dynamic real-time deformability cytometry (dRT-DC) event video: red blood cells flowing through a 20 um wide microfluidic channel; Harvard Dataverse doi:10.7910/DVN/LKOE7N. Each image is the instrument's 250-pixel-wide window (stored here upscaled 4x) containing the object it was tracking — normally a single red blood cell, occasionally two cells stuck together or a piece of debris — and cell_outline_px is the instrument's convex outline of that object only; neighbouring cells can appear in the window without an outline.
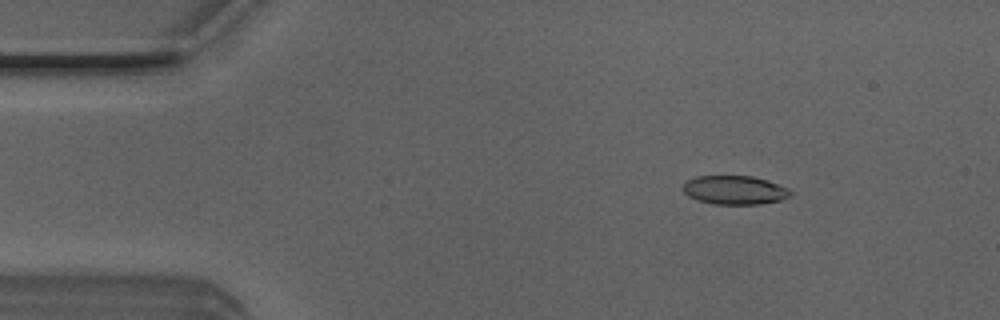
{"species": "Egyptian fruit bat (a non-hibernating species)", "species_latin": "Rousettus aegyptiacus", "temperature_condition": "room temperature", "stored_images_in_passage": 12, "camera_frame_rate_fps": 3000, "um_per_image_px": 0.085, "animal": {"sex": "male"}, "frame": {"image": 1, "passage_image": 1, "time_ms": 0.0, "image_size_px": [1000, 320], "cell_outline_px": [[792, 192], [788, 196], [780, 200], [760, 204], [712, 204], [688, 196], [680, 188], [688, 180], [696, 176], [752, 176], [768, 180], [788, 188]], "centroid_in_image_um": [62.43, 16.15], "position_along_channel_um": 22.6, "area_um2": 17.98}}
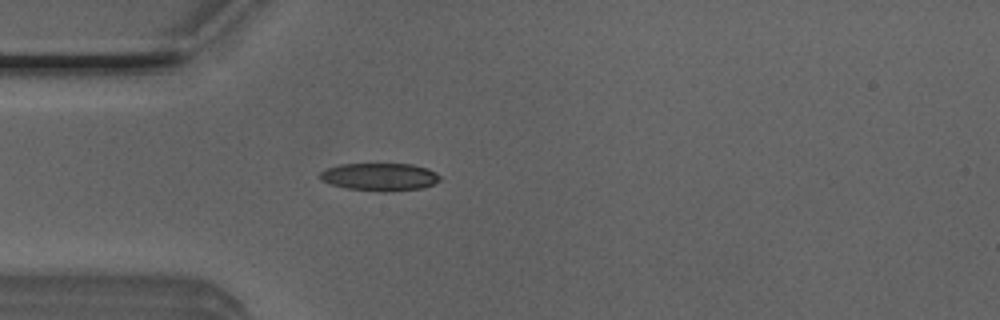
{"frame": {"image": 2, "passage_image": 8, "time_ms": 2.333, "image_size_px": [1000, 320], "cell_outline_px": [[440, 180], [424, 188], [384, 192], [380, 192], [348, 188], [332, 184], [320, 180], [320, 172], [328, 168], [340, 164], [412, 164], [428, 168], [436, 172], [440, 176]], "centroid_in_image_um": [32.31, 15.03], "position_along_channel_um": 52.7, "area_um2": 19.36}}